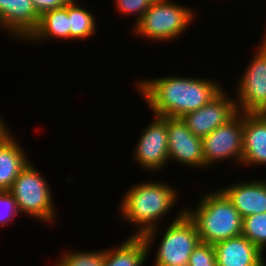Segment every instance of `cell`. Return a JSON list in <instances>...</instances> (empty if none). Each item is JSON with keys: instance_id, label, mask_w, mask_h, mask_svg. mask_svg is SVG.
I'll return each instance as SVG.
<instances>
[{"instance_id": "cell-1", "label": "cell", "mask_w": 266, "mask_h": 266, "mask_svg": "<svg viewBox=\"0 0 266 266\" xmlns=\"http://www.w3.org/2000/svg\"><path fill=\"white\" fill-rule=\"evenodd\" d=\"M136 86L154 115L168 118L198 110L223 90L214 79L184 76L140 80Z\"/></svg>"}, {"instance_id": "cell-2", "label": "cell", "mask_w": 266, "mask_h": 266, "mask_svg": "<svg viewBox=\"0 0 266 266\" xmlns=\"http://www.w3.org/2000/svg\"><path fill=\"white\" fill-rule=\"evenodd\" d=\"M146 182L135 184L125 192L120 211L123 214L121 218L127 220L125 222L135 223L140 228L133 236H142L150 252L152 241L158 233L159 219L174 207L178 200V190L163 182Z\"/></svg>"}, {"instance_id": "cell-3", "label": "cell", "mask_w": 266, "mask_h": 266, "mask_svg": "<svg viewBox=\"0 0 266 266\" xmlns=\"http://www.w3.org/2000/svg\"><path fill=\"white\" fill-rule=\"evenodd\" d=\"M201 198L195 209H184L195 223L201 242L214 245L241 235L243 218L221 189Z\"/></svg>"}, {"instance_id": "cell-4", "label": "cell", "mask_w": 266, "mask_h": 266, "mask_svg": "<svg viewBox=\"0 0 266 266\" xmlns=\"http://www.w3.org/2000/svg\"><path fill=\"white\" fill-rule=\"evenodd\" d=\"M194 16V11L183 4L181 6L171 0H156L133 26V31L151 41H172L192 24Z\"/></svg>"}, {"instance_id": "cell-5", "label": "cell", "mask_w": 266, "mask_h": 266, "mask_svg": "<svg viewBox=\"0 0 266 266\" xmlns=\"http://www.w3.org/2000/svg\"><path fill=\"white\" fill-rule=\"evenodd\" d=\"M29 162L15 179L10 193L14 196L20 214H27L44 223L56 218L52 191L40 171Z\"/></svg>"}, {"instance_id": "cell-6", "label": "cell", "mask_w": 266, "mask_h": 266, "mask_svg": "<svg viewBox=\"0 0 266 266\" xmlns=\"http://www.w3.org/2000/svg\"><path fill=\"white\" fill-rule=\"evenodd\" d=\"M181 211L165 230L154 266H187L192 251L200 242L195 223L185 210Z\"/></svg>"}, {"instance_id": "cell-7", "label": "cell", "mask_w": 266, "mask_h": 266, "mask_svg": "<svg viewBox=\"0 0 266 266\" xmlns=\"http://www.w3.org/2000/svg\"><path fill=\"white\" fill-rule=\"evenodd\" d=\"M202 139L204 168L214 162L236 160L241 164L243 155V113L238 112L227 123L220 125ZM231 158V159H230Z\"/></svg>"}, {"instance_id": "cell-8", "label": "cell", "mask_w": 266, "mask_h": 266, "mask_svg": "<svg viewBox=\"0 0 266 266\" xmlns=\"http://www.w3.org/2000/svg\"><path fill=\"white\" fill-rule=\"evenodd\" d=\"M239 79L236 106L241 113H266V49L257 51Z\"/></svg>"}, {"instance_id": "cell-9", "label": "cell", "mask_w": 266, "mask_h": 266, "mask_svg": "<svg viewBox=\"0 0 266 266\" xmlns=\"http://www.w3.org/2000/svg\"><path fill=\"white\" fill-rule=\"evenodd\" d=\"M153 118L141 132L133 156L141 168L157 172L169 161L167 117L154 115Z\"/></svg>"}, {"instance_id": "cell-10", "label": "cell", "mask_w": 266, "mask_h": 266, "mask_svg": "<svg viewBox=\"0 0 266 266\" xmlns=\"http://www.w3.org/2000/svg\"><path fill=\"white\" fill-rule=\"evenodd\" d=\"M226 95L223 89L208 104L181 117L195 136L200 138L207 136L238 113L235 99Z\"/></svg>"}, {"instance_id": "cell-11", "label": "cell", "mask_w": 266, "mask_h": 266, "mask_svg": "<svg viewBox=\"0 0 266 266\" xmlns=\"http://www.w3.org/2000/svg\"><path fill=\"white\" fill-rule=\"evenodd\" d=\"M169 160L196 168H204L202 139L195 136L181 118L167 117Z\"/></svg>"}, {"instance_id": "cell-12", "label": "cell", "mask_w": 266, "mask_h": 266, "mask_svg": "<svg viewBox=\"0 0 266 266\" xmlns=\"http://www.w3.org/2000/svg\"><path fill=\"white\" fill-rule=\"evenodd\" d=\"M39 20L40 14L32 0H0V26L9 36L27 39Z\"/></svg>"}, {"instance_id": "cell-13", "label": "cell", "mask_w": 266, "mask_h": 266, "mask_svg": "<svg viewBox=\"0 0 266 266\" xmlns=\"http://www.w3.org/2000/svg\"><path fill=\"white\" fill-rule=\"evenodd\" d=\"M217 266H265L264 253L243 235L214 244Z\"/></svg>"}, {"instance_id": "cell-14", "label": "cell", "mask_w": 266, "mask_h": 266, "mask_svg": "<svg viewBox=\"0 0 266 266\" xmlns=\"http://www.w3.org/2000/svg\"><path fill=\"white\" fill-rule=\"evenodd\" d=\"M266 166V113H243L241 165Z\"/></svg>"}, {"instance_id": "cell-15", "label": "cell", "mask_w": 266, "mask_h": 266, "mask_svg": "<svg viewBox=\"0 0 266 266\" xmlns=\"http://www.w3.org/2000/svg\"><path fill=\"white\" fill-rule=\"evenodd\" d=\"M242 218L266 212V179L237 182L221 189Z\"/></svg>"}, {"instance_id": "cell-16", "label": "cell", "mask_w": 266, "mask_h": 266, "mask_svg": "<svg viewBox=\"0 0 266 266\" xmlns=\"http://www.w3.org/2000/svg\"><path fill=\"white\" fill-rule=\"evenodd\" d=\"M23 150L10 132L0 140V191H10L19 173L29 163Z\"/></svg>"}, {"instance_id": "cell-17", "label": "cell", "mask_w": 266, "mask_h": 266, "mask_svg": "<svg viewBox=\"0 0 266 266\" xmlns=\"http://www.w3.org/2000/svg\"><path fill=\"white\" fill-rule=\"evenodd\" d=\"M61 39L70 41V28L68 17V3L60 8L45 11L40 15L37 28L26 39L28 42Z\"/></svg>"}, {"instance_id": "cell-18", "label": "cell", "mask_w": 266, "mask_h": 266, "mask_svg": "<svg viewBox=\"0 0 266 266\" xmlns=\"http://www.w3.org/2000/svg\"><path fill=\"white\" fill-rule=\"evenodd\" d=\"M148 255L143 237L132 235L117 248L104 250L103 266H142Z\"/></svg>"}, {"instance_id": "cell-19", "label": "cell", "mask_w": 266, "mask_h": 266, "mask_svg": "<svg viewBox=\"0 0 266 266\" xmlns=\"http://www.w3.org/2000/svg\"><path fill=\"white\" fill-rule=\"evenodd\" d=\"M77 0L68 2V17L70 28V39L85 40L96 33V23L94 15L77 4Z\"/></svg>"}, {"instance_id": "cell-20", "label": "cell", "mask_w": 266, "mask_h": 266, "mask_svg": "<svg viewBox=\"0 0 266 266\" xmlns=\"http://www.w3.org/2000/svg\"><path fill=\"white\" fill-rule=\"evenodd\" d=\"M241 235L264 253L266 250V212L243 218Z\"/></svg>"}, {"instance_id": "cell-21", "label": "cell", "mask_w": 266, "mask_h": 266, "mask_svg": "<svg viewBox=\"0 0 266 266\" xmlns=\"http://www.w3.org/2000/svg\"><path fill=\"white\" fill-rule=\"evenodd\" d=\"M58 262V263H57ZM54 266H103L104 251H66Z\"/></svg>"}, {"instance_id": "cell-22", "label": "cell", "mask_w": 266, "mask_h": 266, "mask_svg": "<svg viewBox=\"0 0 266 266\" xmlns=\"http://www.w3.org/2000/svg\"><path fill=\"white\" fill-rule=\"evenodd\" d=\"M187 266H217L214 245L200 241L192 251Z\"/></svg>"}, {"instance_id": "cell-23", "label": "cell", "mask_w": 266, "mask_h": 266, "mask_svg": "<svg viewBox=\"0 0 266 266\" xmlns=\"http://www.w3.org/2000/svg\"><path fill=\"white\" fill-rule=\"evenodd\" d=\"M156 0H115L116 8L119 13L126 16L138 15L137 20H135V24L141 19L144 13L150 8V6Z\"/></svg>"}, {"instance_id": "cell-24", "label": "cell", "mask_w": 266, "mask_h": 266, "mask_svg": "<svg viewBox=\"0 0 266 266\" xmlns=\"http://www.w3.org/2000/svg\"><path fill=\"white\" fill-rule=\"evenodd\" d=\"M18 213L17 202L10 191H0V228L11 223Z\"/></svg>"}, {"instance_id": "cell-25", "label": "cell", "mask_w": 266, "mask_h": 266, "mask_svg": "<svg viewBox=\"0 0 266 266\" xmlns=\"http://www.w3.org/2000/svg\"><path fill=\"white\" fill-rule=\"evenodd\" d=\"M70 0H32L37 12L41 15L45 11L65 6Z\"/></svg>"}, {"instance_id": "cell-26", "label": "cell", "mask_w": 266, "mask_h": 266, "mask_svg": "<svg viewBox=\"0 0 266 266\" xmlns=\"http://www.w3.org/2000/svg\"><path fill=\"white\" fill-rule=\"evenodd\" d=\"M5 121H3L0 117V140L7 135L10 131L7 129V125L4 124ZM6 125V126H5Z\"/></svg>"}, {"instance_id": "cell-27", "label": "cell", "mask_w": 266, "mask_h": 266, "mask_svg": "<svg viewBox=\"0 0 266 266\" xmlns=\"http://www.w3.org/2000/svg\"><path fill=\"white\" fill-rule=\"evenodd\" d=\"M266 33V32H265ZM263 40L259 42L260 46L266 49V34L262 38Z\"/></svg>"}]
</instances>
